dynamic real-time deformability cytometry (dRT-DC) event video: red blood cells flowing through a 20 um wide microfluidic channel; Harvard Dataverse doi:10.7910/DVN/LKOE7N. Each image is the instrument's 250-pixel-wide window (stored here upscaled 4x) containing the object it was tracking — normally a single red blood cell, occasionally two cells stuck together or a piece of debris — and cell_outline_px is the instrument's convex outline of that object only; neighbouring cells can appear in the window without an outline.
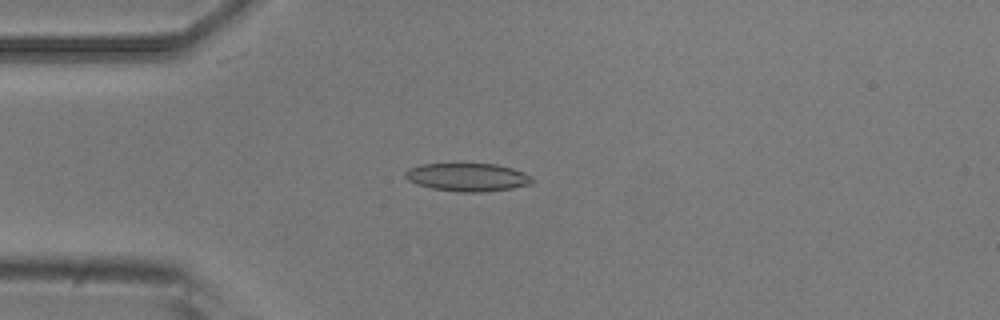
{"species": "common noctule bat (a hibernating species)", "species_latin": "Nyctalus noctula", "temperature_condition": "room temperature", "stored_images_in_passage": 6, "camera_frame_rate_fps": 3000, "um_per_image_px": 0.085, "animal": {"sex": "male", "body_mass_g": 20.5, "forearm_length_mm": 52.5}, "frame": {"image": 1, "passage_image": 3, "time_ms": 0.667, "image_size_px": [1000, 320], "cell_outline_px": [[536, 180], [532, 184], [512, 188], [484, 192], [460, 192], [432, 188], [416, 184], [408, 180], [404, 176], [404, 172], [408, 168], [420, 164], [496, 164], [512, 168], [524, 172], [532, 176]], "centroid_in_image_um": [39.76, 15.06], "position_along_channel_um": 45.2, "area_um2": 20.98}}
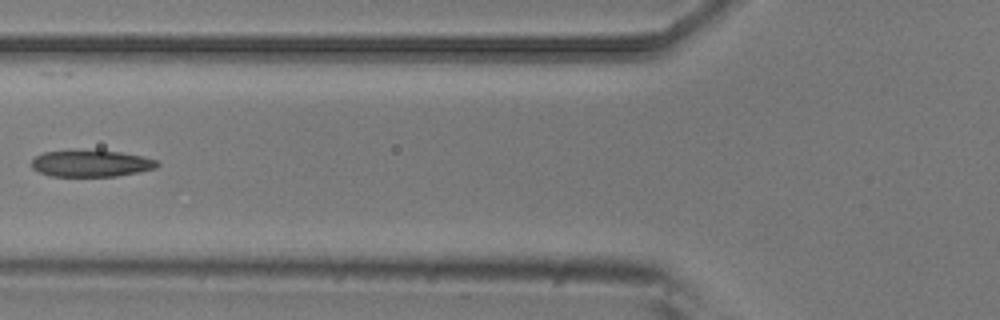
{"frame": {"image": 2, "passage_image": 5, "time_ms": 1.333, "image_size_px": [1000, 320], "cell_outline_px": [[160, 164], [156, 168], [116, 176], [52, 176], [40, 172], [32, 168], [32, 160], [36, 156], [44, 152], [120, 152], [140, 156], [156, 160]], "centroid_in_image_um": [7.75, 13.92], "position_along_channel_um": 118.0, "area_um2": 18.67}}
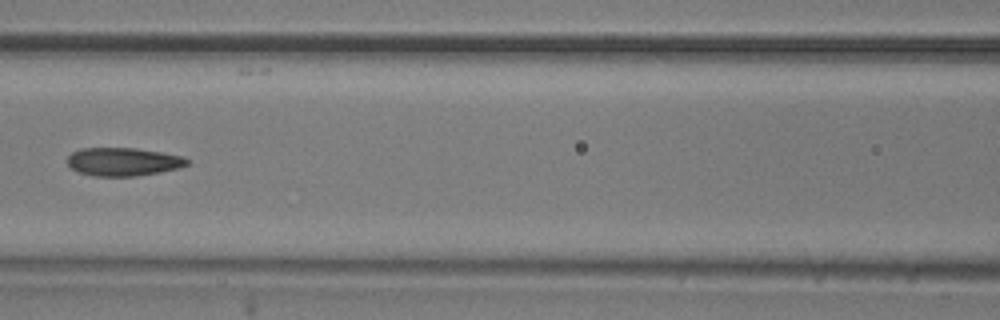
{"frame": {"image": 3, "passage_image": 6, "time_ms": 1.667, "image_size_px": [1000, 320], "cell_outline_px": [[188, 164], [180, 168], [160, 172], [136, 176], [92, 176], [80, 172], [72, 168], [68, 164], [68, 156], [72, 152], [80, 148], [136, 148], [184, 156], [188, 160]], "centroid_in_image_um": [10.48, 13.74], "position_along_channel_um": 156.1, "area_um2": 19.71}}